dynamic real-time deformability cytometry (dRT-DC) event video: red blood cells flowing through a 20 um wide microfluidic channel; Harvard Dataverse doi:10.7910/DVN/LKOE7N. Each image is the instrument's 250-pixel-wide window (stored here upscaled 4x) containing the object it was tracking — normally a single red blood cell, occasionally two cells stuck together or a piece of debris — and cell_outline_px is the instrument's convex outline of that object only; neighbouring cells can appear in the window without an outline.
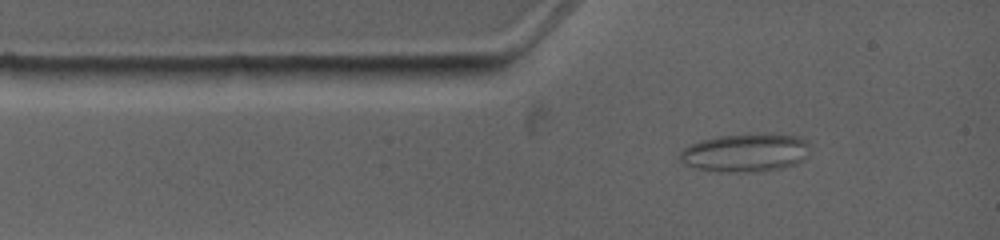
{"species": "common noctule bat (a hibernating species)", "species_latin": "Nyctalus noctula", "temperature_condition": "warm", "stored_images_in_passage": 3, "camera_frame_rate_fps": 4500, "um_per_image_px": 0.085, "animal": {"sex": "female", "body_mass_g": 19.0, "forearm_length_mm": 53.3}, "frame": {"image": 1, "passage_image": 2, "time_ms": 0.667, "image_size_px": [1000, 240], "cell_outline_px": [[808, 156], [804, 160], [796, 164], [780, 168], [756, 172], [716, 172], [692, 168], [684, 164], [680, 160], [680, 152], [684, 148], [700, 140], [716, 136], [796, 136], [808, 140]], "centroid_in_image_um": [63.32, 13.03], "position_along_channel_um": 21.7, "area_um2": 28.55}}